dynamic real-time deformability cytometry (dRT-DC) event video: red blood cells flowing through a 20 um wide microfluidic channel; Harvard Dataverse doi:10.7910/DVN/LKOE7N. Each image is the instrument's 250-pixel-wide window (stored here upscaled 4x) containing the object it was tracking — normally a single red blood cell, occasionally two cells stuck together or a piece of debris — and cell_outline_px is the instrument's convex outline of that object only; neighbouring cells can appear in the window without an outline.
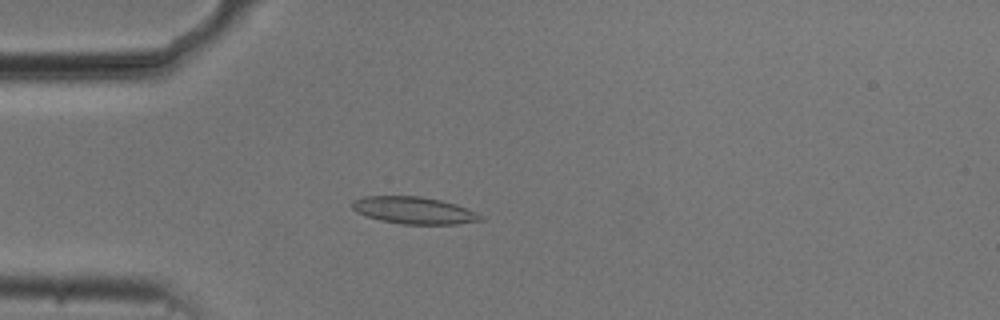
{"species": "common noctule bat (a hibernating species)", "species_latin": "Nyctalus noctula", "temperature_condition": "cold", "stored_images_in_passage": 54, "camera_frame_rate_fps": 3000, "um_per_image_px": 0.085, "animal": {"sex": "male", "body_mass_g": 20.5, "forearm_length_mm": 52.5}, "frame": {"image": 1, "passage_image": 15, "time_ms": 4.667, "image_size_px": [1000, 320], "cell_outline_px": [[484, 220], [456, 224], [400, 224], [380, 220], [364, 216], [356, 212], [352, 208], [352, 200], [364, 196], [420, 196], [440, 200], [456, 204], [476, 212], [484, 216]], "centroid_in_image_um": [35.17, 17.88], "position_along_channel_um": 49.8, "area_um2": 20.4}}
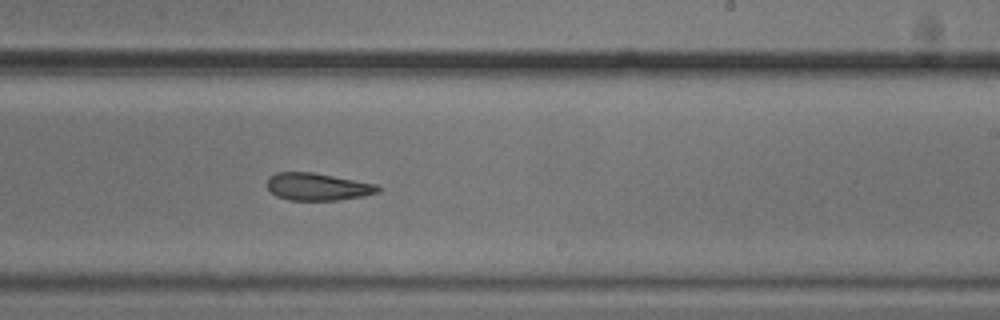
{"frame": {"image": 2, "passage_image": 33, "time_ms": 10.667, "image_size_px": [1000, 320], "cell_outline_px": [[380, 192], [364, 196], [336, 200], [288, 200], [276, 196], [268, 188], [268, 176], [276, 172], [312, 172], [376, 184], [380, 188]], "centroid_in_image_um": [26.98, 15.87], "position_along_channel_um": 262.0, "area_um2": 17.63}}
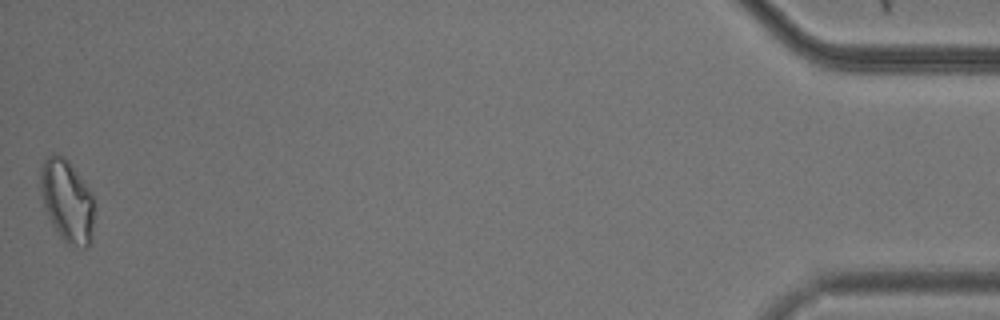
{"frame": {"image": 3, "passage_image": 54, "time_ms": 17.667, "image_size_px": [1000, 320], "cell_outline_px": [[92, 240], [84, 248], [68, 244], [56, 232], [48, 216], [44, 204], [40, 188], [40, 172], [44, 160], [52, 152], [56, 152], [64, 156], [68, 160], [88, 188], [92, 196]], "centroid_in_image_um": [5.67, 17.04], "position_along_channel_um": 429.5, "area_um2": 25.49}, "authors_computed_cell_mechanics": {"area_um2": 19.5942, "velocity_mm_per_s": 3.7244, "shape_relaxation_time_tau1_ms": 9.9001, "shape_relaxation_time_tau2_ms": 5.3875, "deformation_change_tau1": 0.1922, "deformation_change_tau2": 0.1399}}